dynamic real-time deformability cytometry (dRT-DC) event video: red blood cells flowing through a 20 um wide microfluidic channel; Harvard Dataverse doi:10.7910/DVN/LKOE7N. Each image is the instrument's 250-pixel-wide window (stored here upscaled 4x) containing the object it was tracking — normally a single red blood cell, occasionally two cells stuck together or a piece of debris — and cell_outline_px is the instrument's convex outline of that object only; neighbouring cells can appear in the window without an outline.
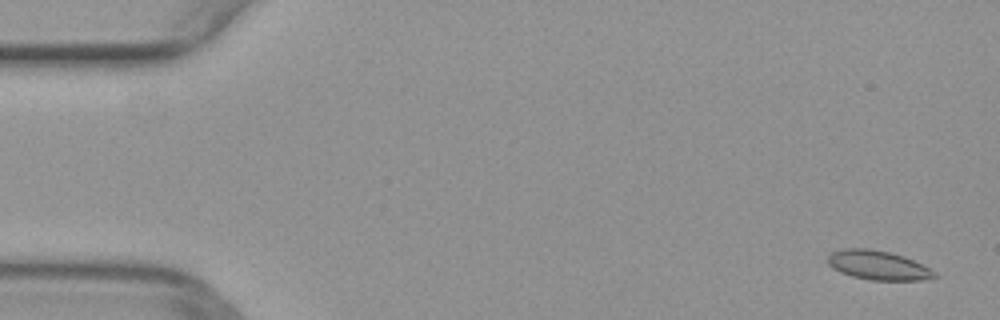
{"species": "common noctule bat (a hibernating species)", "species_latin": "Nyctalus noctula", "temperature_condition": "warm", "stored_images_in_passage": 51, "camera_frame_rate_fps": 3000, "um_per_image_px": 0.085, "animal": {"sex": "female", "body_mass_g": 29.2, "forearm_length_mm": 56.3}, "frame": {"image": 1, "passage_image": 2, "time_ms": 0.333, "image_size_px": [1000, 320], "cell_outline_px": [[940, 276], [920, 280], [868, 280], [852, 276], [840, 272], [832, 268], [828, 264], [828, 256], [832, 252], [844, 248], [868, 248], [888, 252], [904, 256], [936, 272]], "centroid_in_image_um": [74.61, 22.55], "position_along_channel_um": 10.4, "area_um2": 18.09}}
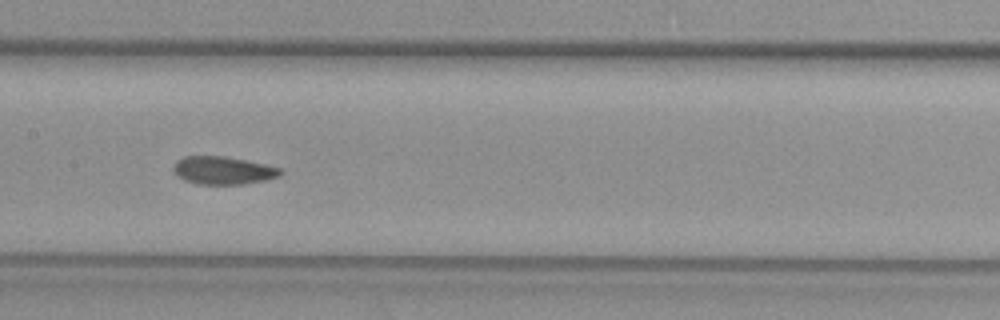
{"frame": {"image": 2, "passage_image": 25, "time_ms": 8.0, "image_size_px": [1000, 320], "cell_outline_px": [[284, 172], [280, 176], [264, 180], [244, 184], [196, 184], [184, 180], [176, 176], [172, 172], [172, 168], [176, 160], [184, 156], [224, 156], [264, 164], [280, 168]], "centroid_in_image_um": [18.91, 14.49], "position_along_channel_um": 188.5, "area_um2": 17.51}}
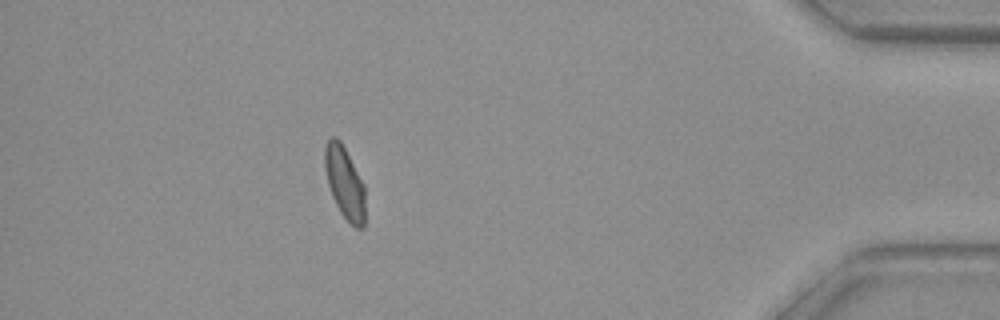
{"frame": {"image": 3, "passage_image": 45, "time_ms": 14.667, "image_size_px": [1000, 320], "cell_outline_px": [[364, 228], [356, 228], [340, 212], [332, 196], [328, 184], [324, 168], [324, 148], [328, 140], [332, 136], [336, 136], [340, 140], [364, 184]], "centroid_in_image_um": [29.28, 15.5], "position_along_channel_um": 405.9, "area_um2": 16.82}}